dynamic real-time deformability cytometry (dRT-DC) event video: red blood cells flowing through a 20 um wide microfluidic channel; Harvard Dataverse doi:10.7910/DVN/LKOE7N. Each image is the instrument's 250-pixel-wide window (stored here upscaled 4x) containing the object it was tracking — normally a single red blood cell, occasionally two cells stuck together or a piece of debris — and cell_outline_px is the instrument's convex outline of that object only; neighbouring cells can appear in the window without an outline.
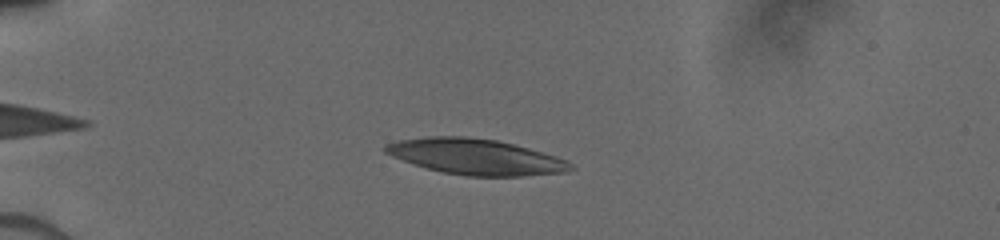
{"species": "human", "species_latin": "Homo sapiens", "temperature_condition": "cold", "stored_images_in_passage": 11, "camera_frame_rate_fps": 3000, "um_per_image_px": 0.085, "donor": {"sex": "male"}, "frame": {"image": 1, "passage_image": 3, "time_ms": 1.333, "image_size_px": [1000, 240], "cell_outline_px": [[576, 168], [568, 172], [524, 176], [468, 176], [440, 172], [392, 156], [384, 152], [384, 144], [400, 140], [428, 136], [460, 136], [496, 140], [528, 148], [556, 156], [572, 164]], "centroid_in_image_um": [40.45, 13.33], "position_along_channel_um": 44.5, "area_um2": 38.32}}
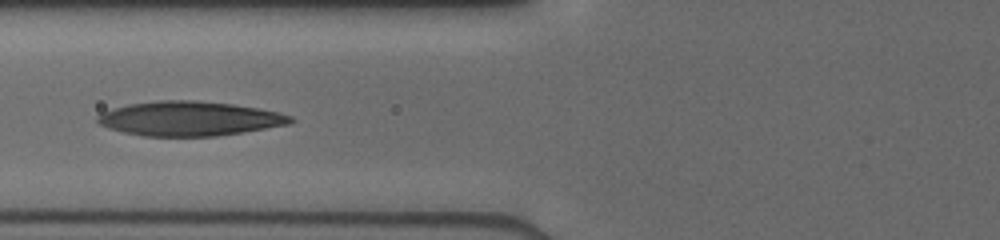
{"frame": {"image": 2, "passage_image": 9, "time_ms": 4.0, "image_size_px": [1000, 240], "cell_outline_px": [[296, 120], [292, 124], [216, 136], [144, 136], [124, 132], [108, 128], [100, 124], [96, 120], [96, 116], [100, 112], [112, 108], [132, 104], [160, 100], [196, 100], [232, 104], [260, 108], [292, 116]], "centroid_in_image_um": [16.11, 10.08], "position_along_channel_um": 109.7, "area_um2": 38.78}}
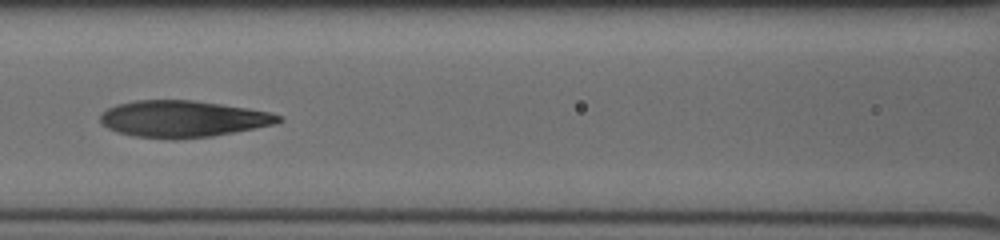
{"frame": {"image": 3, "passage_image": 10, "time_ms": 5.0, "image_size_px": [1000, 240], "cell_outline_px": [[284, 120], [276, 124], [212, 136], [176, 140], [172, 140], [132, 136], [116, 132], [100, 124], [100, 116], [108, 108], [116, 104], [136, 100], [192, 100], [248, 108], [268, 112], [284, 116]], "centroid_in_image_um": [15.53, 10.12], "position_along_channel_um": 151.1, "area_um2": 38.32}}